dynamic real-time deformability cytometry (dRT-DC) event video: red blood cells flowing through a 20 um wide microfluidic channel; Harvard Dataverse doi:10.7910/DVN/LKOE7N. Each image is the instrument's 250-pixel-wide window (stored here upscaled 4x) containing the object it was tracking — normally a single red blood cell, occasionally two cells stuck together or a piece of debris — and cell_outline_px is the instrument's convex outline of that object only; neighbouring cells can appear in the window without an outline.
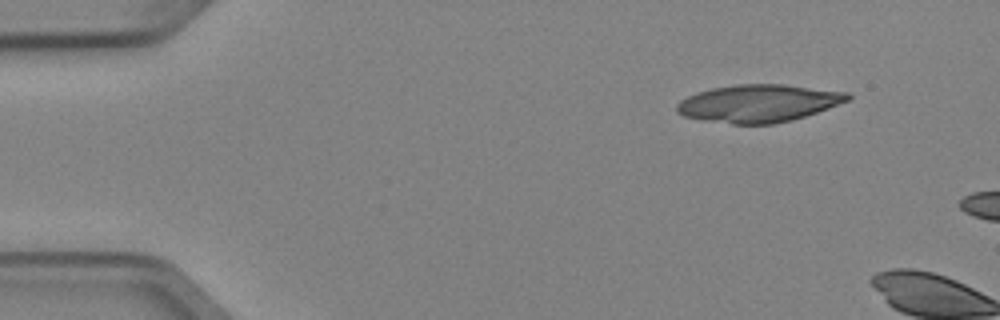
{"species": "Egyptian fruit bat (a non-hibernating species)", "species_latin": "Rousettus aegyptiacus", "temperature_condition": "cold", "stored_images_in_passage": 5, "camera_frame_rate_fps": 3000, "um_per_image_px": 0.085, "animal": {"sex": "female"}, "frame": {"image": 1, "passage_image": 5, "time_ms": 1.333, "image_size_px": [1000, 320], "cell_outline_px": [[852, 96], [848, 100], [828, 108], [792, 120], [772, 124], [732, 124], [704, 120], [684, 116], [676, 112], [676, 104], [680, 100], [696, 92], [712, 88], [736, 84], [784, 84], [848, 92]], "centroid_in_image_um": [64.45, 8.78], "position_along_channel_um": 20.6, "area_um2": 37.4}}